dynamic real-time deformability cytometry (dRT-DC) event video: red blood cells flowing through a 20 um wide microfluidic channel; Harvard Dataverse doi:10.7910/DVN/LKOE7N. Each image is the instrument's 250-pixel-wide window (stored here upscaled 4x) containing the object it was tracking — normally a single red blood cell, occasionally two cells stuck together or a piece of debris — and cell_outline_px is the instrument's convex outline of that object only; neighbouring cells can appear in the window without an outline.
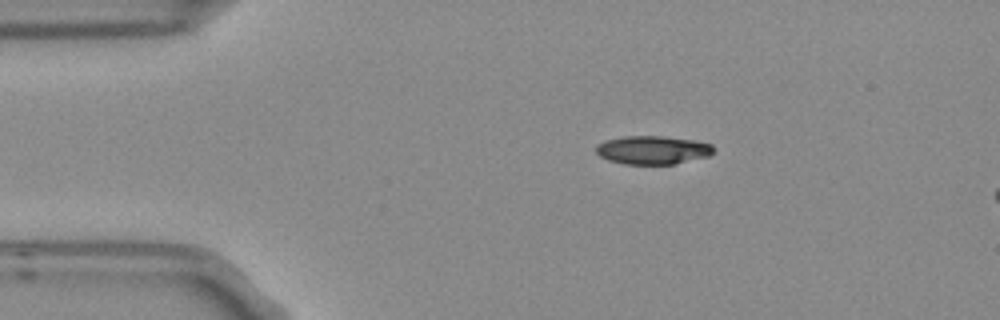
{"species": "Egyptian fruit bat (a non-hibernating species)", "species_latin": "Rousettus aegyptiacus", "temperature_condition": "room temperature", "stored_images_in_passage": 3, "camera_frame_rate_fps": 3000, "um_per_image_px": 0.085, "frame": {"image": 1, "passage_image": 1, "time_ms": 0.0, "image_size_px": [1000, 320], "cell_outline_px": [[716, 148], [708, 156], [676, 164], [624, 164], [608, 160], [600, 156], [596, 152], [596, 144], [604, 140], [620, 136], [664, 136], [696, 140], [712, 144]], "centroid_in_image_um": [55.47, 12.74], "position_along_channel_um": 29.5, "area_um2": 19.77}}